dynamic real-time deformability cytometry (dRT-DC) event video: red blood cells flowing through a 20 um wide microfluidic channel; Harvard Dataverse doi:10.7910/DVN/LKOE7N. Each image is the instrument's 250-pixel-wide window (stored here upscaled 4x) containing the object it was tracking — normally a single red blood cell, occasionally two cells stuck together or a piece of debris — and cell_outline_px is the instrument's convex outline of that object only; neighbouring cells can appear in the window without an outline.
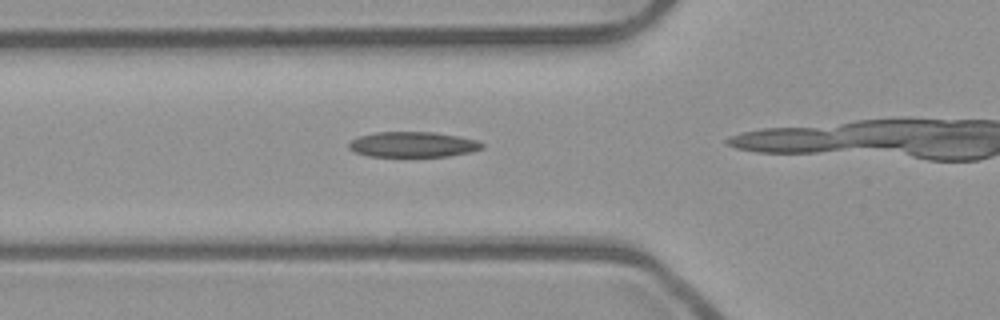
{"species": "common noctule bat (a hibernating species)", "species_latin": "Nyctalus noctula", "temperature_condition": "room temperature", "stored_images_in_passage": 12, "camera_frame_rate_fps": 3000, "um_per_image_px": 0.085, "animal": {"sex": "male", "body_mass_g": 23.1, "forearm_length_mm": 52.7}, "frame": {"image": 1, "passage_image": 9, "time_ms": 2.667, "image_size_px": [1000, 320], "cell_outline_px": [[484, 148], [468, 152], [448, 156], [368, 156], [356, 152], [348, 148], [348, 144], [352, 140], [360, 136], [376, 132], [432, 132], [460, 136], [476, 140], [484, 144]], "centroid_in_image_um": [35.1, 12.27], "position_along_channel_um": 90.7, "area_um2": 19.54}}